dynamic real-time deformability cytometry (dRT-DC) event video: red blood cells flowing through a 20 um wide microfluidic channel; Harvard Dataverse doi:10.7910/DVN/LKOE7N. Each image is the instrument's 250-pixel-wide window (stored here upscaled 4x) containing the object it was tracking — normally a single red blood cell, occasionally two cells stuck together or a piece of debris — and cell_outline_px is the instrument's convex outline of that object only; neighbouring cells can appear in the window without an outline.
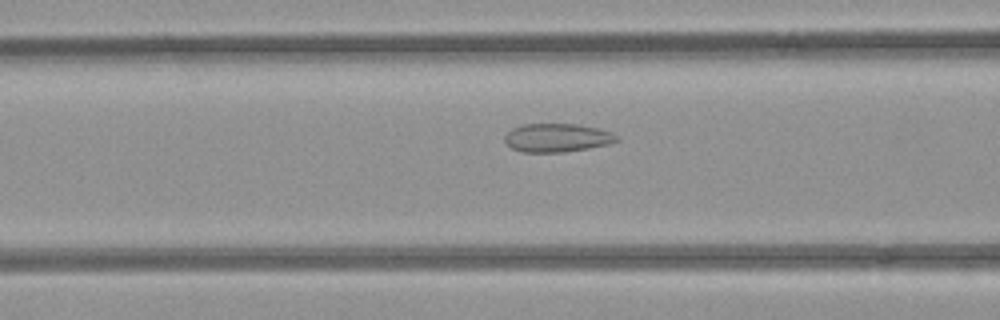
{"species": "common noctule bat (a hibernating species)", "species_latin": "Nyctalus noctula", "temperature_condition": "room temperature", "stored_images_in_passage": 25, "camera_frame_rate_fps": 3000, "um_per_image_px": 0.085, "animal": {"sex": "female", "body_mass_g": 21.9}, "frame": {"image": 1, "passage_image": 7, "time_ms": 2.0, "image_size_px": [1000, 320], "cell_outline_px": [[620, 140], [608, 144], [588, 148], [564, 152], [520, 152], [512, 148], [504, 140], [504, 136], [512, 128], [524, 124], [576, 124], [596, 128], [612, 132]], "centroid_in_image_um": [47.33, 11.71], "position_along_channel_um": 119.3, "area_um2": 18.5}}
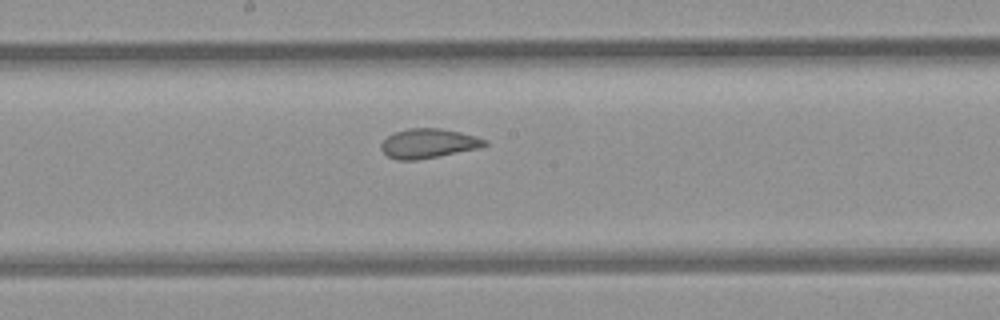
{"frame": {"image": 2, "passage_image": 14, "time_ms": 4.333, "image_size_px": [1000, 320], "cell_outline_px": [[488, 144], [480, 148], [416, 160], [396, 160], [388, 156], [380, 148], [380, 144], [388, 136], [396, 132], [408, 128], [440, 128], [460, 132], [476, 136], [488, 140]], "centroid_in_image_um": [36.43, 12.19], "position_along_channel_um": 211.8, "area_um2": 17.74}}
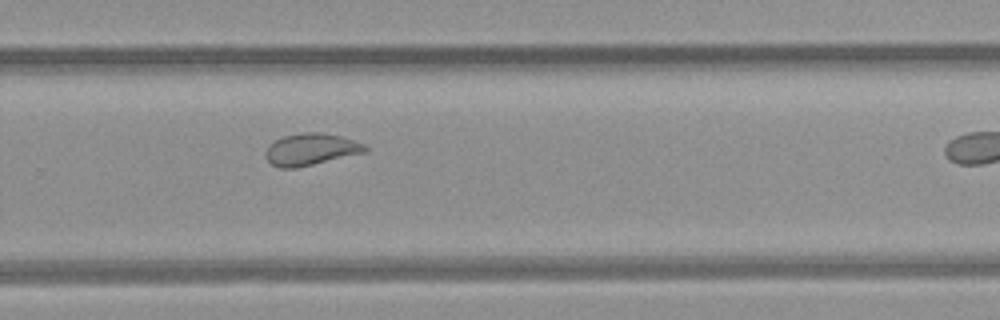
{"frame": {"image": 3, "passage_image": 21, "time_ms": 6.667, "image_size_px": [1000, 320], "cell_outline_px": [[368, 148], [364, 152], [296, 168], [280, 168], [272, 164], [264, 156], [264, 152], [268, 144], [284, 136], [300, 132], [320, 132], [340, 136], [364, 144]], "centroid_in_image_um": [26.36, 12.69], "position_along_channel_um": 303.4, "area_um2": 18.32}}